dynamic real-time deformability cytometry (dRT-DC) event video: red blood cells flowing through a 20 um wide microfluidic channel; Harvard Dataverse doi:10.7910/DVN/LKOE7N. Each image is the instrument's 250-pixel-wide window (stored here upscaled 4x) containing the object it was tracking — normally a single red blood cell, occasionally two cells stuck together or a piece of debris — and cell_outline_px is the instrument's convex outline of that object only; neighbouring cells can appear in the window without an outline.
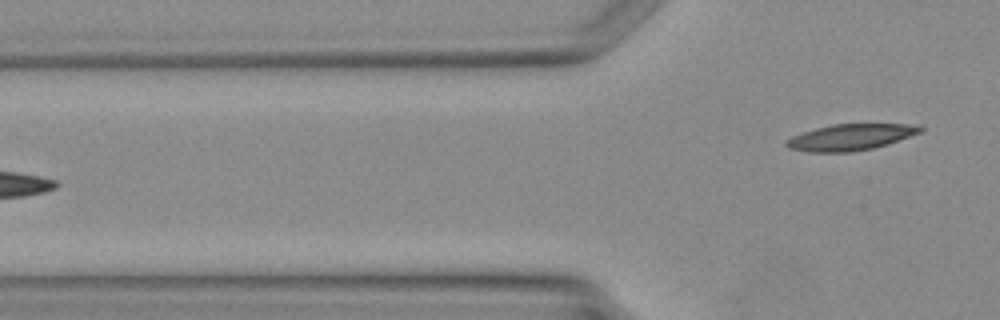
{"species": "Egyptian fruit bat (a non-hibernating species)", "species_latin": "Rousettus aegyptiacus", "temperature_condition": "warm", "stored_images_in_passage": 2, "camera_frame_rate_fps": 3000, "um_per_image_px": 0.085, "animal": {"sex": "female"}, "frame": {"image": 1, "passage_image": 2, "time_ms": 1.333, "image_size_px": [1000, 320], "cell_outline_px": [[924, 132], [888, 144], [872, 148], [852, 152], [808, 152], [788, 148], [784, 144], [784, 140], [792, 136], [816, 128], [832, 124], [908, 124], [924, 128]], "centroid_in_image_um": [72.29, 11.66], "position_along_channel_um": 53.5, "area_um2": 20.58}}